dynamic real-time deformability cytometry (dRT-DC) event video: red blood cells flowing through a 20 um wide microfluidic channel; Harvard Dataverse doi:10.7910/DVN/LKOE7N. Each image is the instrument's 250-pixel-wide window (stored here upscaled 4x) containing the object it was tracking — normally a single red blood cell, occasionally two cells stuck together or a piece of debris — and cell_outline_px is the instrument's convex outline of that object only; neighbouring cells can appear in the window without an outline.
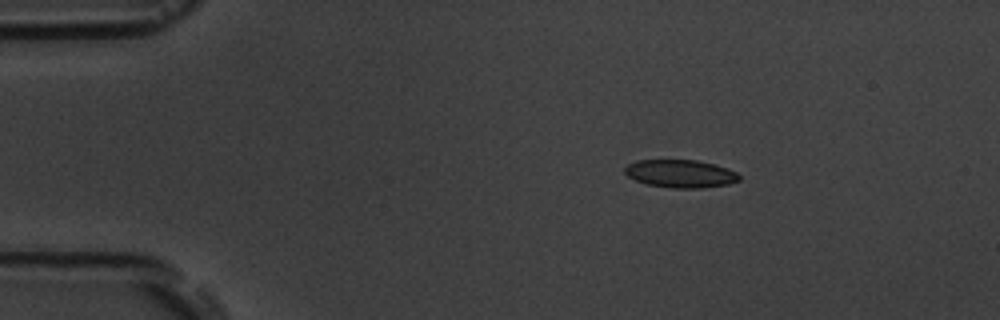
{"species": "common noctule bat (a hibernating species)", "species_latin": "Nyctalus noctula", "temperature_condition": "room temperature", "stored_images_in_passage": 4, "camera_frame_rate_fps": 3000, "um_per_image_px": 0.085, "animal": {"sex": "male", "body_mass_g": 19.5, "forearm_length_mm": 54.6}, "frame": {"image": 1, "passage_image": 2, "time_ms": 2.333, "image_size_px": [1000, 320], "cell_outline_px": [[740, 180], [728, 184], [700, 188], [676, 188], [648, 184], [636, 180], [628, 176], [624, 172], [624, 168], [628, 164], [636, 160], [696, 160], [728, 168], [736, 172], [740, 176]], "centroid_in_image_um": [57.84, 14.75], "position_along_channel_um": 27.2, "area_um2": 18.44}}